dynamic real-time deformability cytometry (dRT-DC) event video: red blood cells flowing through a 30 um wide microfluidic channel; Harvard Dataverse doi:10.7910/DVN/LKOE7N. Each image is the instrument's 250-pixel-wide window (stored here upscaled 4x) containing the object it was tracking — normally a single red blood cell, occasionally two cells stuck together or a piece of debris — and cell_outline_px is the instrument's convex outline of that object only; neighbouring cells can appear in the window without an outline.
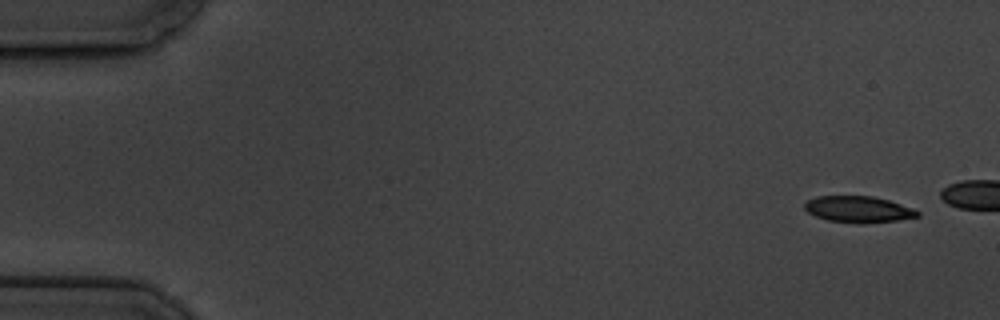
{"species": "common noctule bat (a hibernating species)", "species_latin": "Nyctalus noctula", "temperature_condition": "cold", "stored_images_in_passage": 5, "camera_frame_rate_fps": 3000, "um_per_image_px": 0.085, "animal": {"sex": "male", "body_mass_g": 19.5, "forearm_length_mm": 54.6}, "frame": {"image": 1, "passage_image": 1, "time_ms": 0.0, "image_size_px": [1000, 320], "cell_outline_px": [[920, 216], [896, 220], [864, 224], [856, 224], [828, 220], [816, 216], [808, 212], [804, 208], [804, 204], [808, 200], [816, 196], [872, 196], [888, 200], [912, 208], [920, 212]], "centroid_in_image_um": [72.95, 17.8], "position_along_channel_um": 12.1, "area_um2": 17.34}}